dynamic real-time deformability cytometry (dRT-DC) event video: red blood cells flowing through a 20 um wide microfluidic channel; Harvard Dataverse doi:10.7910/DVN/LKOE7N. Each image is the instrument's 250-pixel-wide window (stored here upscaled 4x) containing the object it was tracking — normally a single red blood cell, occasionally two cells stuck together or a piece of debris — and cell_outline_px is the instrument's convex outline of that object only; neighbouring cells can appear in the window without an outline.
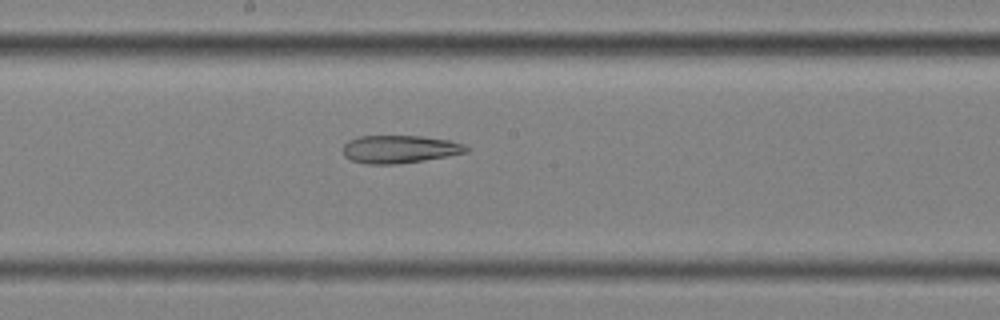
{"species": "common noctule bat (a hibernating species)", "species_latin": "Nyctalus noctula", "temperature_condition": "cold", "stored_images_in_passage": 57, "segment_of_instrument_passage": [2, 2], "camera_frame_rate_fps": 3000, "um_per_image_px": 0.085, "animal": {"sex": "female", "body_mass_g": 25.1}, "frame": {"image": 1, "passage_image": 31, "time_ms": 10.0, "image_size_px": [1000, 320], "cell_outline_px": [[468, 152], [448, 156], [424, 160], [396, 164], [368, 164], [352, 160], [344, 156], [344, 144], [348, 140], [360, 136], [420, 136], [448, 140], [464, 144], [468, 148]], "centroid_in_image_um": [33.97, 12.68], "position_along_channel_um": 214.2, "area_um2": 19.88}}
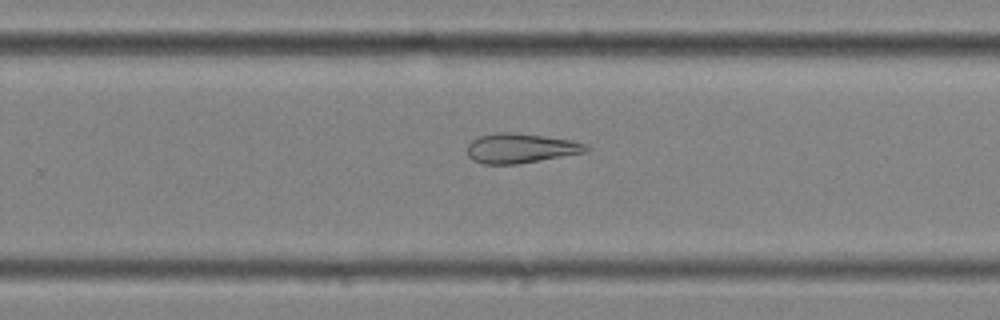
{"frame": {"image": 2, "passage_image": 37, "time_ms": 12.0, "image_size_px": [1000, 320], "cell_outline_px": [[592, 148], [588, 152], [516, 164], [484, 164], [472, 160], [468, 156], [468, 144], [472, 140], [480, 136], [496, 132], [512, 132], [544, 136], [572, 140], [584, 144]], "centroid_in_image_um": [44.26, 12.6], "position_along_channel_um": 285.5, "area_um2": 20.58}}
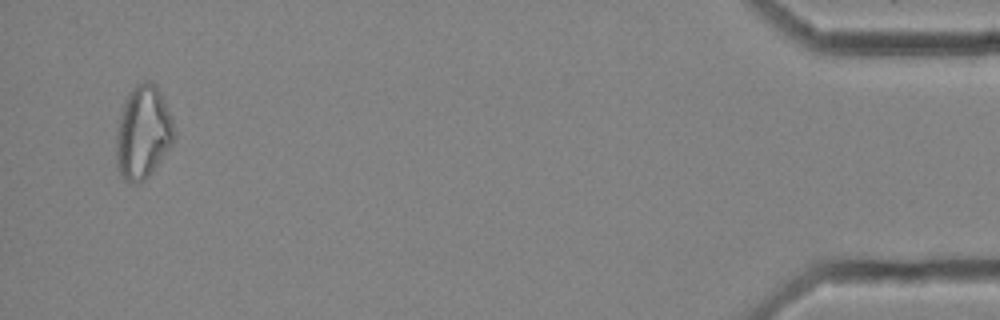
{"frame": {"image": 3, "passage_image": 55, "time_ms": 18.0, "image_size_px": [1000, 320], "cell_outline_px": [[176, 132], [172, 144], [148, 176], [140, 184], [124, 180], [116, 168], [116, 136], [120, 116], [124, 100], [128, 92], [144, 80], [148, 80], [156, 84], [164, 100], [172, 120]], "centroid_in_image_um": [12.14, 11.26], "position_along_channel_um": 423.1, "area_um2": 31.39}}